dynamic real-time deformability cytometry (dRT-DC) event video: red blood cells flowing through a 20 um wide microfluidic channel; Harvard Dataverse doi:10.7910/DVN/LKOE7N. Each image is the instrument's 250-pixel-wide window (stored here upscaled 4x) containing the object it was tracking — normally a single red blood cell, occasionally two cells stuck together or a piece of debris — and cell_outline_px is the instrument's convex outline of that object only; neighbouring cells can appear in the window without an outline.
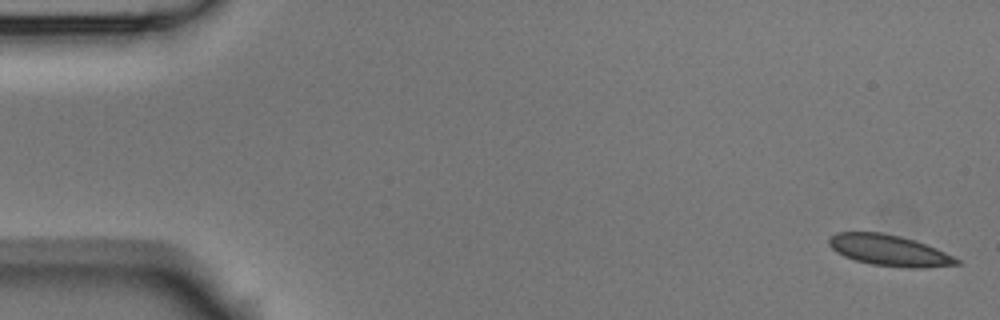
{"species": "Egyptian fruit bat (a non-hibernating species)", "species_latin": "Rousettus aegyptiacus", "temperature_condition": "room temperature", "stored_images_in_passage": 6, "segment_of_instrument_passage": [1, 2], "camera_frame_rate_fps": 3000, "um_per_image_px": 0.085, "animal": {"sex": "male"}, "frame": {"image": 1, "passage_image": 1, "time_ms": 0.0, "image_size_px": [1000, 320], "cell_outline_px": [[960, 264], [924, 268], [908, 268], [872, 264], [856, 260], [844, 256], [836, 252], [828, 244], [828, 236], [836, 232], [880, 232], [900, 236], [936, 248], [960, 260]], "centroid_in_image_um": [75.54, 21.28], "position_along_channel_um": 9.5, "area_um2": 22.95}}
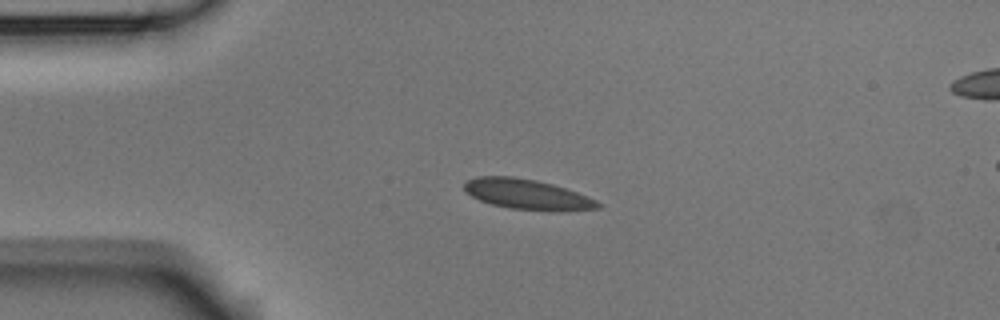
{"frame": {"image": 2, "passage_image": 4, "time_ms": 1.0, "image_size_px": [1000, 320], "cell_outline_px": [[604, 204], [600, 208], [564, 212], [560, 212], [512, 208], [492, 204], [480, 200], [472, 196], [464, 188], [464, 184], [468, 180], [476, 176], [512, 176], [536, 180], [552, 184], [588, 196]], "centroid_in_image_um": [44.88, 16.53], "position_along_channel_um": 40.1, "area_um2": 23.58}}